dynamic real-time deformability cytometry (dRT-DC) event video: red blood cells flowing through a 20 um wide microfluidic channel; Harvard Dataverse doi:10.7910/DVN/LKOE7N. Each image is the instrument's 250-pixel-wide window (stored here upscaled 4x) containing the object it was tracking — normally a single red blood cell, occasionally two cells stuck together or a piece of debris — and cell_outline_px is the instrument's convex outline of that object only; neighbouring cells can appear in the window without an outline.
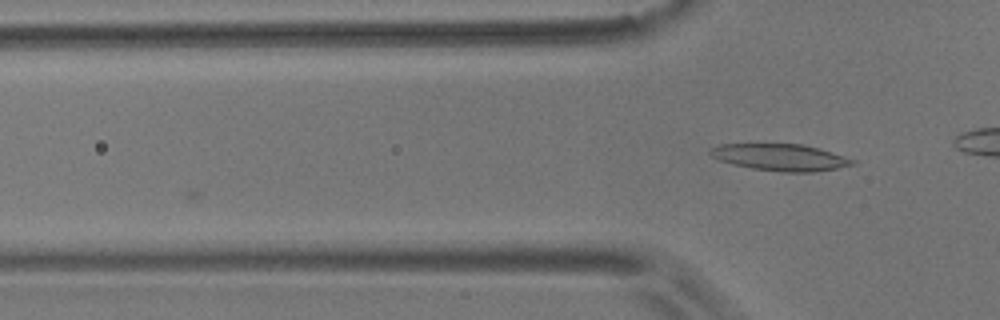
{"species": "common noctule bat (a hibernating species)", "species_latin": "Nyctalus noctula", "temperature_condition": "room temperature", "stored_images_in_passage": 4, "camera_frame_rate_fps": 3000, "um_per_image_px": 0.085, "animal": {"sex": "male", "body_mass_g": 17.9}, "frame": {"image": 1, "passage_image": 4, "time_ms": 4.333, "image_size_px": [1000, 320], "cell_outline_px": [[856, 164], [816, 172], [784, 172], [752, 168], [732, 164], [720, 160], [712, 156], [708, 152], [712, 148], [720, 144], [804, 144], [856, 160]], "centroid_in_image_um": [66.33, 13.37], "position_along_channel_um": 59.5, "area_um2": 21.96}}